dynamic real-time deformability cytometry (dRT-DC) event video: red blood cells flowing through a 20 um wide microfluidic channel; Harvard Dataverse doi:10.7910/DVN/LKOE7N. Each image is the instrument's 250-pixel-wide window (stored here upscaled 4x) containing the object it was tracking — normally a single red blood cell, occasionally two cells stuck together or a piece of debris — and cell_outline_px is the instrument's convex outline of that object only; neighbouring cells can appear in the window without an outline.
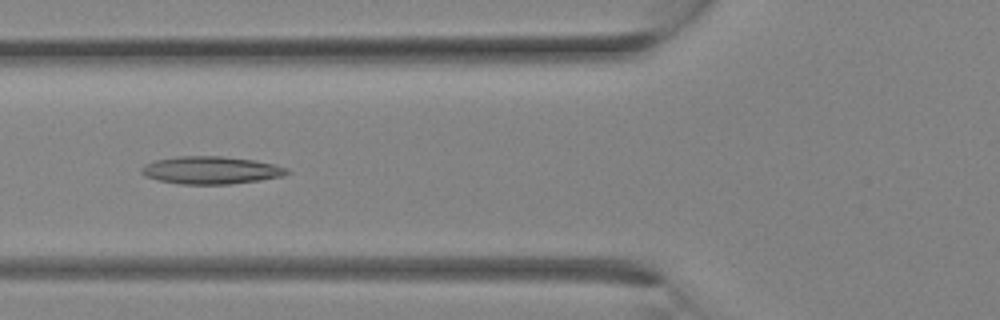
{"species": "Egyptian fruit bat (a non-hibernating species)", "species_latin": "Rousettus aegyptiacus", "temperature_condition": "room temperature", "stored_images_in_passage": 12, "camera_frame_rate_fps": 3000, "um_per_image_px": 0.085, "animal": {"sex": "female"}, "frame": {"image": 1, "passage_image": 7, "time_ms": 2.0, "image_size_px": [1000, 320], "cell_outline_px": [[292, 172], [284, 176], [260, 180], [228, 184], [180, 184], [160, 180], [144, 176], [140, 172], [140, 168], [144, 164], [156, 160], [180, 156], [224, 156], [256, 160], [288, 168]], "centroid_in_image_um": [17.95, 14.46], "position_along_channel_um": 107.9, "area_um2": 23.52}}
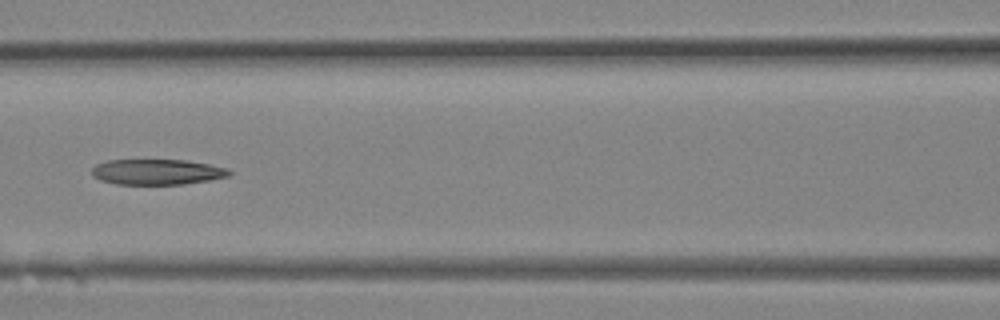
{"frame": {"image": 2, "passage_image": 9, "time_ms": 2.667, "image_size_px": [1000, 320], "cell_outline_px": [[232, 172], [228, 176], [208, 180], [184, 184], [116, 184], [100, 180], [92, 176], [92, 168], [96, 164], [108, 160], [184, 160], [208, 164], [228, 168]], "centroid_in_image_um": [13.33, 14.61], "position_along_channel_um": 153.3, "area_um2": 20.35}}
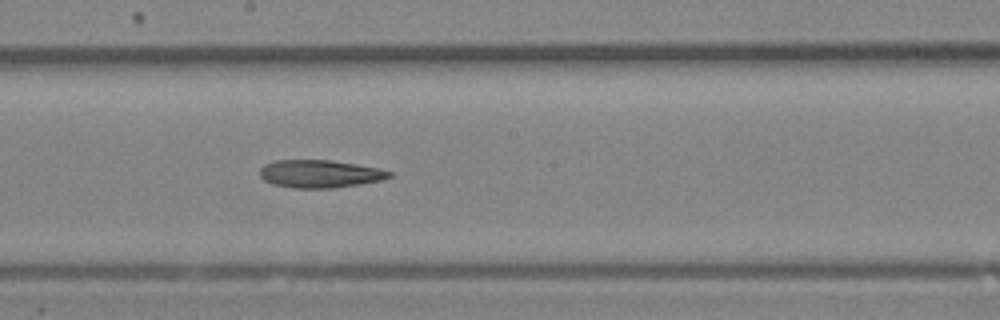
{"frame": {"image": 3, "passage_image": 12, "time_ms": 3.667, "image_size_px": [1000, 320], "cell_outline_px": [[392, 176], [380, 180], [360, 184], [336, 188], [292, 188], [272, 184], [264, 180], [260, 176], [260, 168], [264, 164], [276, 160], [332, 160], [380, 168], [392, 172]], "centroid_in_image_um": [27.18, 14.77], "position_along_channel_um": 221.0, "area_um2": 21.1}}